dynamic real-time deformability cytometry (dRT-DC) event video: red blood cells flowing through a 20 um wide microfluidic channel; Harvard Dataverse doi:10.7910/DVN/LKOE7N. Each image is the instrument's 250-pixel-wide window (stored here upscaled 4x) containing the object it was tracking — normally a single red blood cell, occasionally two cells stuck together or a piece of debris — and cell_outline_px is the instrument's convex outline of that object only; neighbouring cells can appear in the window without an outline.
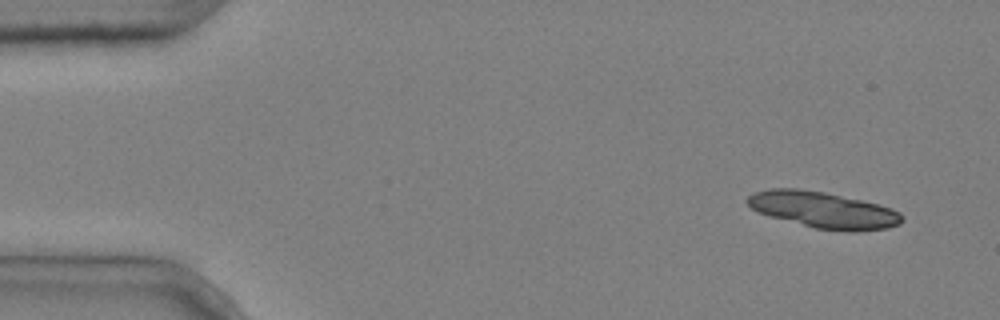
{"species": "common noctule bat (a hibernating species)", "species_latin": "Nyctalus noctula", "temperature_condition": "cold", "stored_images_in_passage": 5, "camera_frame_rate_fps": 3000, "um_per_image_px": 0.085, "animal": {"sex": "male", "body_mass_g": 20.4}, "frame": {"image": 1, "passage_image": 1, "time_ms": 0.0, "image_size_px": [1000, 320], "cell_outline_px": [[904, 220], [900, 224], [888, 228], [856, 232], [848, 232], [816, 228], [772, 216], [760, 212], [752, 208], [744, 200], [752, 192], [772, 188], [796, 188], [824, 192], [880, 204], [892, 208], [900, 212], [904, 216]], "centroid_in_image_um": [70.04, 17.84], "position_along_channel_um": 15.0, "area_um2": 32.71}}